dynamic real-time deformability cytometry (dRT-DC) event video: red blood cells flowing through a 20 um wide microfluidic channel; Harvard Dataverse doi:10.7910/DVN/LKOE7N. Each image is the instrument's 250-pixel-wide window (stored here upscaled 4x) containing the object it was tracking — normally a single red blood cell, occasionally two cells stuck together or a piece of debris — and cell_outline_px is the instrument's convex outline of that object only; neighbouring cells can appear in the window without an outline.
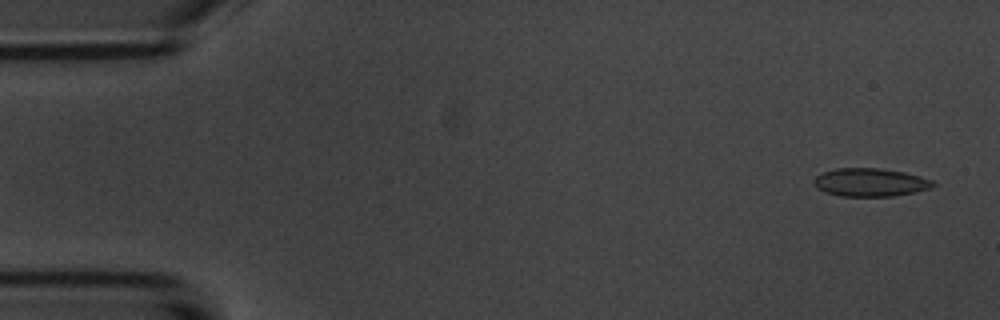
{"species": "common noctule bat (a hibernating species)", "species_latin": "Nyctalus noctula", "temperature_condition": "room temperature", "stored_images_in_passage": 4, "camera_frame_rate_fps": 3000, "um_per_image_px": 0.085, "animal": {"sex": "male", "body_mass_g": 20.1, "forearm_length_mm": 53.5}, "frame": {"image": 1, "passage_image": 1, "time_ms": 0.0, "image_size_px": [1000, 320], "cell_outline_px": [[936, 184], [932, 188], [916, 192], [892, 196], [840, 196], [824, 192], [816, 188], [812, 184], [812, 180], [816, 176], [824, 172], [836, 168], [880, 168], [904, 172], [920, 176], [932, 180]], "centroid_in_image_um": [73.95, 15.5], "position_along_channel_um": 11.0, "area_um2": 19.77}}
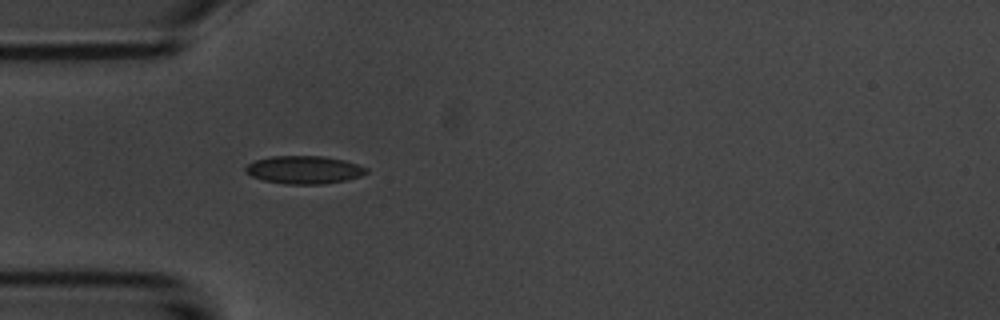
{"frame": {"image": 2, "passage_image": 4, "time_ms": 4.333, "image_size_px": [1000, 320], "cell_outline_px": [[368, 172], [360, 176], [344, 180], [320, 184], [284, 184], [264, 180], [252, 176], [244, 168], [248, 164], [256, 160], [272, 156], [324, 156], [344, 160], [368, 168]], "centroid_in_image_um": [25.86, 14.43], "position_along_channel_um": 59.1, "area_um2": 19.42}}